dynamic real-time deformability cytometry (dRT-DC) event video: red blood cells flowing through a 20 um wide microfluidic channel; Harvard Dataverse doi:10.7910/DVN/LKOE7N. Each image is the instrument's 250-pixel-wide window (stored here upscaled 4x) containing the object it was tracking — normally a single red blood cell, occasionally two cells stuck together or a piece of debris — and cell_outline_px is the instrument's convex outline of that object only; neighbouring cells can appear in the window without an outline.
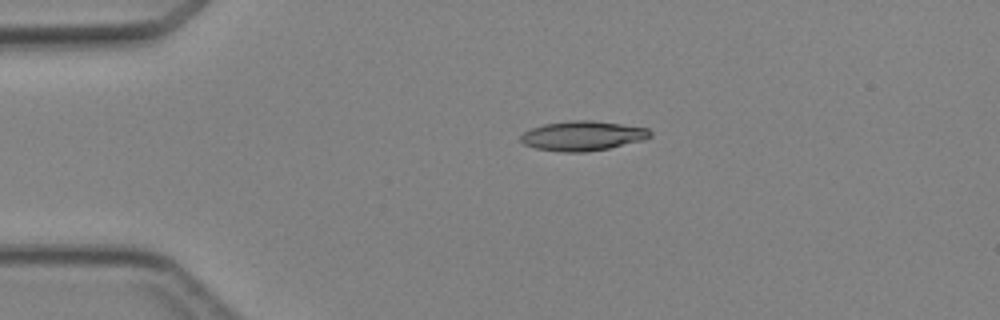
{"species": "Egyptian fruit bat (a non-hibernating species)", "species_latin": "Rousettus aegyptiacus", "temperature_condition": "cold", "stored_images_in_passage": 2, "camera_frame_rate_fps": 3000, "um_per_image_px": 0.085, "animal": {"sex": "female"}, "frame": {"image": 1, "passage_image": 1, "time_ms": 0.0, "image_size_px": [1000, 320], "cell_outline_px": [[652, 136], [644, 140], [608, 148], [584, 152], [564, 152], [536, 148], [524, 144], [520, 140], [520, 136], [524, 132], [532, 128], [544, 124], [568, 120], [592, 120], [648, 128], [652, 132]], "centroid_in_image_um": [49.54, 11.54], "position_along_channel_um": 35.5, "area_um2": 22.31}}